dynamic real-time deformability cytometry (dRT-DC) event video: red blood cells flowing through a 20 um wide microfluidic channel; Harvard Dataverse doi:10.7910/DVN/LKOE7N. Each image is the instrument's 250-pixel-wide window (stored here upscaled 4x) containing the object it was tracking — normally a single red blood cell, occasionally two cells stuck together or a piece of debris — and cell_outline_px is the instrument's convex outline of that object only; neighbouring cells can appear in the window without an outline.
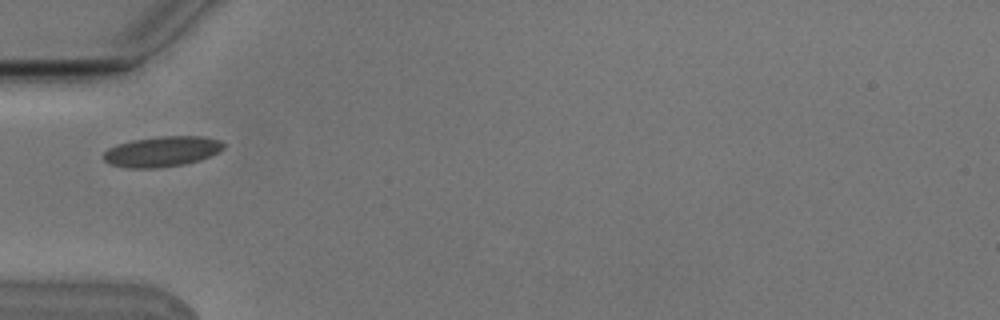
{"species": "Egyptian fruit bat (a non-hibernating species)", "species_latin": "Rousettus aegyptiacus", "temperature_condition": "cold", "stored_images_in_passage": 1, "camera_frame_rate_fps": 3000, "um_per_image_px": 0.085, "animal": {"sex": "male"}, "frame": {"image": 1, "passage_image": 1, "time_ms": 0.0, "image_size_px": [1000, 320], "cell_outline_px": [[224, 148], [200, 160], [184, 164], [156, 168], [124, 168], [108, 164], [100, 156], [108, 148], [116, 144], [132, 140], [160, 136], [204, 136], [220, 140], [224, 144]], "centroid_in_image_um": [13.7, 12.88], "position_along_channel_um": 71.3, "area_um2": 21.44}}